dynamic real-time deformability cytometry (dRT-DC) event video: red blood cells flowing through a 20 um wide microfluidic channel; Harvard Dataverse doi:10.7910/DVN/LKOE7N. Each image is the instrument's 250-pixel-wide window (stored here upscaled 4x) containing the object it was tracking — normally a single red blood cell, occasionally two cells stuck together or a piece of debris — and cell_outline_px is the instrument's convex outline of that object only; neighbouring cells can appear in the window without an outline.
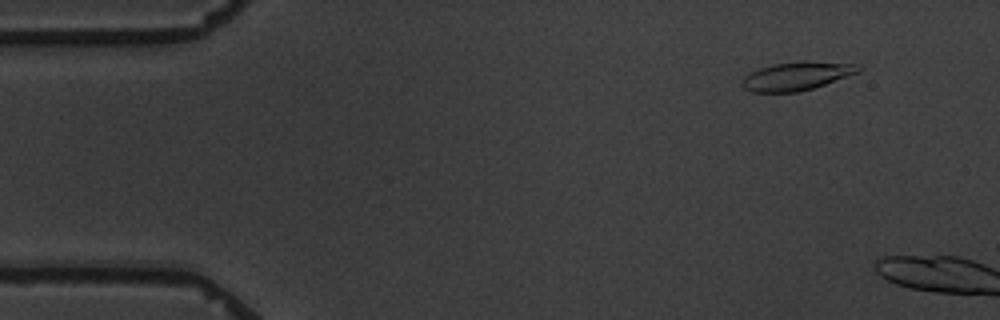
{"species": "common noctule bat (a hibernating species)", "species_latin": "Nyctalus noctula", "temperature_condition": "warm", "stored_images_in_passage": 3, "camera_frame_rate_fps": 3000, "um_per_image_px": 0.085, "animal": {"sex": "male", "body_mass_g": 19.5, "forearm_length_mm": 54.6}, "frame": {"image": 1, "passage_image": 2, "time_ms": 1.0, "image_size_px": [1000, 320], "cell_outline_px": [[864, 68], [860, 72], [812, 88], [796, 92], [752, 92], [744, 88], [740, 84], [744, 76], [760, 68], [772, 64], [804, 60], [860, 64]], "centroid_in_image_um": [67.75, 6.44], "position_along_channel_um": 17.2, "area_um2": 19.42}}